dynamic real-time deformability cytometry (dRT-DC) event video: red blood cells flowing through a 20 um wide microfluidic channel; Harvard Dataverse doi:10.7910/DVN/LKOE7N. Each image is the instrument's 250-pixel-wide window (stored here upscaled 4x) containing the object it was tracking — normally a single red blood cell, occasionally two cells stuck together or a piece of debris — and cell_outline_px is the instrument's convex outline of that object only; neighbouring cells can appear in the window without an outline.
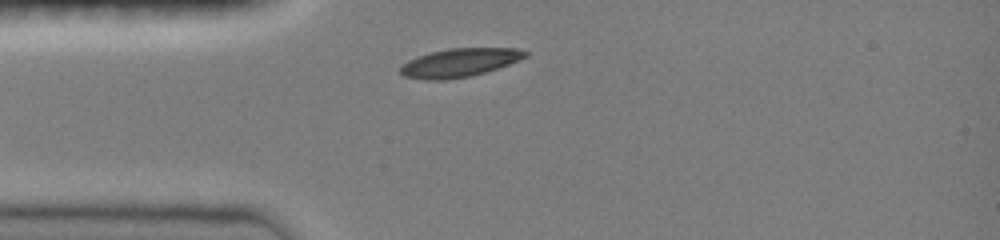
{"species": "common noctule bat (a hibernating species)", "species_latin": "Nyctalus noctula", "temperature_condition": "room temperature", "stored_images_in_passage": 30, "camera_frame_rate_fps": 3000, "um_per_image_px": 0.085, "animal": {"sex": "female", "body_mass_g": 19.0, "forearm_length_mm": 51.5}, "frame": {"image": 1, "passage_image": 1, "time_ms": 0.0, "image_size_px": [1000, 240], "cell_outline_px": [[528, 56], [520, 60], [484, 72], [468, 76], [444, 80], [424, 80], [404, 76], [400, 72], [400, 68], [408, 60], [432, 52], [448, 48], [520, 48], [528, 52]], "centroid_in_image_um": [39.08, 5.32], "position_along_channel_um": 45.9, "area_um2": 20.52}}
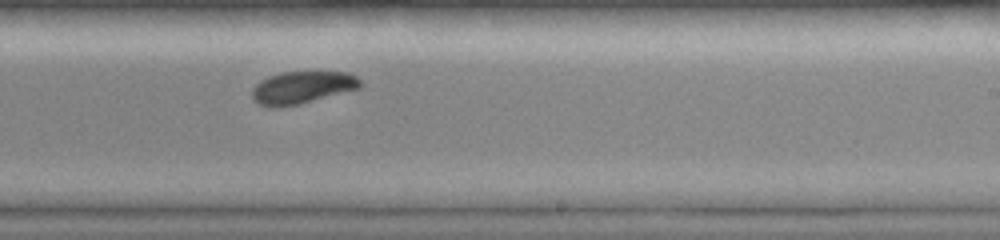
{"frame": {"image": 2, "passage_image": 18, "time_ms": 5.667, "image_size_px": [1000, 240], "cell_outline_px": [[360, 88], [300, 104], [276, 108], [272, 108], [260, 104], [252, 100], [252, 88], [260, 80], [268, 76], [280, 72], [348, 72], [356, 76], [360, 80]], "centroid_in_image_um": [25.64, 7.44], "position_along_channel_um": 263.4, "area_um2": 20.52}}
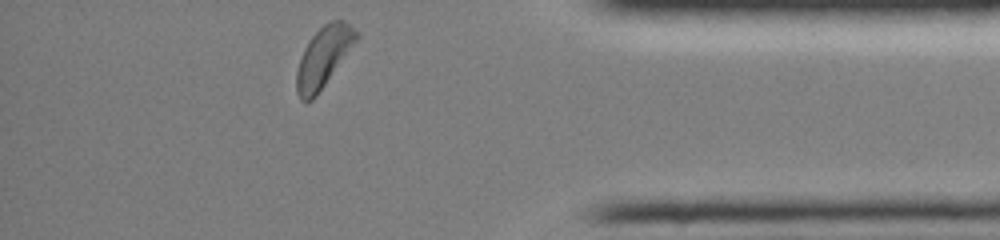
{"frame": {"image": 3, "passage_image": 30, "time_ms": 9.667, "image_size_px": [1000, 240], "cell_outline_px": [[360, 36], [316, 96], [312, 100], [300, 100], [296, 92], [296, 72], [304, 48], [308, 40], [324, 24], [332, 20], [344, 20]], "centroid_in_image_um": [27.47, 4.85], "position_along_channel_um": 407.7, "area_um2": 20.58}, "authors_computed_cell_mechanics": {"area_um2": 20.9525, "velocity_mm_per_s": 4.0181, "shape_relaxation_time_tau1_ms": 1.904, "shape_relaxation_time_tau2_ms": null, "deformation_change_tau1": 0.0858, "deformation_change_tau2": null}}